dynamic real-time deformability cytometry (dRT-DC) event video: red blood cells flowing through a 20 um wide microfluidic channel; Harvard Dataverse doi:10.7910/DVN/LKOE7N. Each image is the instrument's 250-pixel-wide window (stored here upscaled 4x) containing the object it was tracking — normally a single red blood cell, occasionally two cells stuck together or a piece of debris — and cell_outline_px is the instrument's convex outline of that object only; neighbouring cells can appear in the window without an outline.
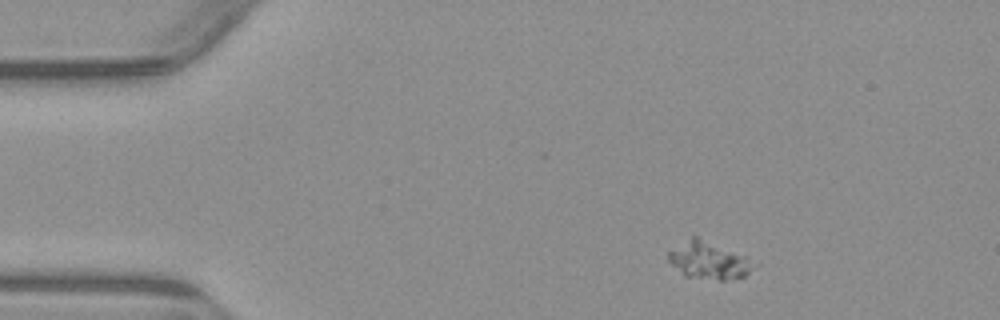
{"species": "common noctule bat (a hibernating species)", "species_latin": "Nyctalus noctula", "temperature_condition": "warm", "stored_images_in_passage": 3, "camera_frame_rate_fps": 3000, "um_per_image_px": 0.085, "animal": {"sex": "male", "body_mass_g": 23.1, "forearm_length_mm": 52.7}, "frame": {"image": 1, "passage_image": 1, "time_ms": 0.0, "image_size_px": [1000, 320], "cell_outline_px": [[752, 268], [744, 276], [724, 280], [716, 280], [684, 276], [668, 260], [668, 252], [692, 236], [696, 236], [744, 256], [752, 264]], "centroid_in_image_um": [60.17, 22.15], "position_along_channel_um": 24.8, "area_um2": 17.86}}